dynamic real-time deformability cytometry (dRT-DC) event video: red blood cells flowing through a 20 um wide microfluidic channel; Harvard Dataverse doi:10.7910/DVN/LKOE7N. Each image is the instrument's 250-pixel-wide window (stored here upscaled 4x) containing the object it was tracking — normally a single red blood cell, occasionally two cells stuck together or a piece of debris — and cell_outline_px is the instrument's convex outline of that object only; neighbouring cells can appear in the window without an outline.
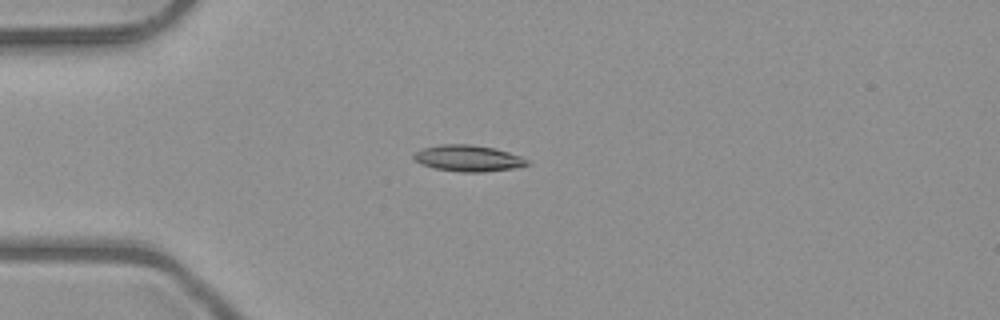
{"species": "common noctule bat (a hibernating species)", "species_latin": "Nyctalus noctula", "temperature_condition": "room temperature", "stored_images_in_passage": 39, "camera_frame_rate_fps": 3000, "um_per_image_px": 0.085, "animal": {"sex": "male", "body_mass_g": 23.1, "forearm_length_mm": 52.7}, "frame": {"image": 1, "passage_image": 1, "time_ms": 0.0, "image_size_px": [1000, 320], "cell_outline_px": [[528, 164], [516, 168], [484, 172], [464, 172], [436, 168], [420, 164], [412, 156], [416, 152], [424, 148], [440, 144], [472, 144], [496, 148], [520, 156], [528, 160]], "centroid_in_image_um": [39.81, 13.45], "position_along_channel_um": 45.2, "area_um2": 17.28}}
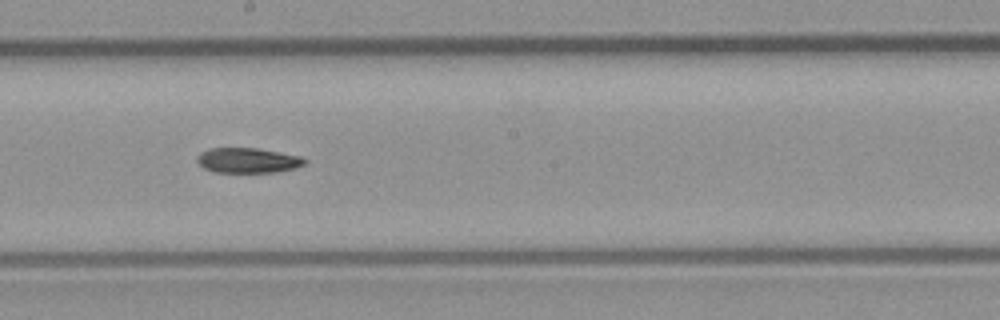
{"frame": {"image": 2, "passage_image": 16, "time_ms": 5.0, "image_size_px": [1000, 320], "cell_outline_px": [[308, 160], [304, 164], [296, 168], [276, 172], [216, 172], [204, 168], [196, 160], [196, 156], [200, 152], [208, 148], [256, 148], [280, 152], [300, 156]], "centroid_in_image_um": [21.06, 13.62], "position_along_channel_um": 227.1, "area_um2": 15.78}}
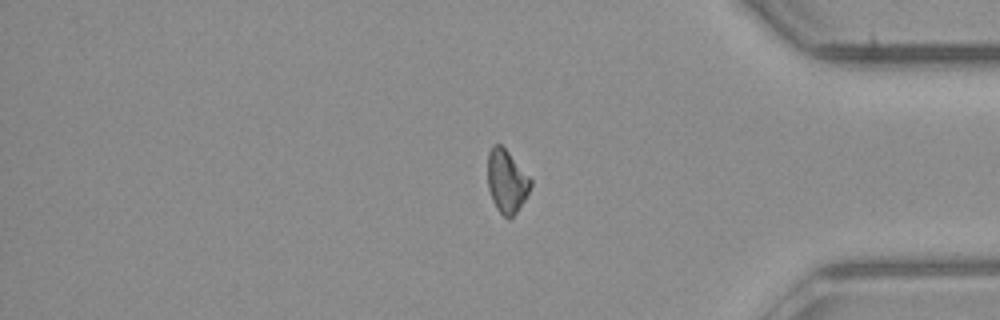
{"frame": {"image": 3, "passage_image": 30, "time_ms": 9.667, "image_size_px": [1000, 320], "cell_outline_px": [[532, 184], [524, 200], [516, 212], [508, 220], [496, 208], [492, 200], [488, 188], [488, 152], [492, 144], [500, 144], [508, 152], [532, 180]], "centroid_in_image_um": [43.05, 15.41], "position_along_channel_um": 392.2, "area_um2": 15.61}}